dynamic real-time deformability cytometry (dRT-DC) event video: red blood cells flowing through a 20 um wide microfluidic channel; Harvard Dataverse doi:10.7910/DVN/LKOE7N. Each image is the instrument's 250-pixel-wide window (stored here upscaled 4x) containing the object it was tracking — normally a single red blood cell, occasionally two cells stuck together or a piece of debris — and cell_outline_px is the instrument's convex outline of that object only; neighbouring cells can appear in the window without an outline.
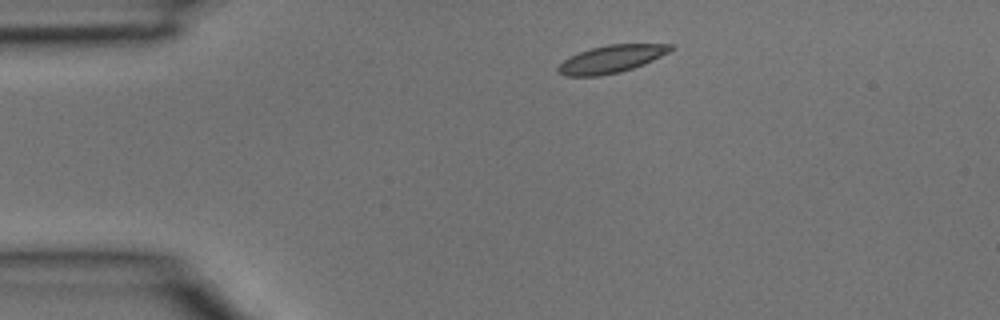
{"species": "common noctule bat (a hibernating species)", "species_latin": "Nyctalus noctula", "temperature_condition": "room temperature", "stored_images_in_passage": 2, "camera_frame_rate_fps": 3000, "um_per_image_px": 0.085, "animal": {"sex": "male", "body_mass_g": 15.6}, "frame": {"image": 1, "passage_image": 1, "time_ms": 0.0, "image_size_px": [1000, 320], "cell_outline_px": [[676, 48], [644, 64], [620, 72], [600, 76], [568, 76], [556, 72], [556, 68], [564, 60], [580, 52], [592, 48], [608, 44], [672, 44]], "centroid_in_image_um": [51.96, 5.02], "position_along_channel_um": 33.0, "area_um2": 17.92}}